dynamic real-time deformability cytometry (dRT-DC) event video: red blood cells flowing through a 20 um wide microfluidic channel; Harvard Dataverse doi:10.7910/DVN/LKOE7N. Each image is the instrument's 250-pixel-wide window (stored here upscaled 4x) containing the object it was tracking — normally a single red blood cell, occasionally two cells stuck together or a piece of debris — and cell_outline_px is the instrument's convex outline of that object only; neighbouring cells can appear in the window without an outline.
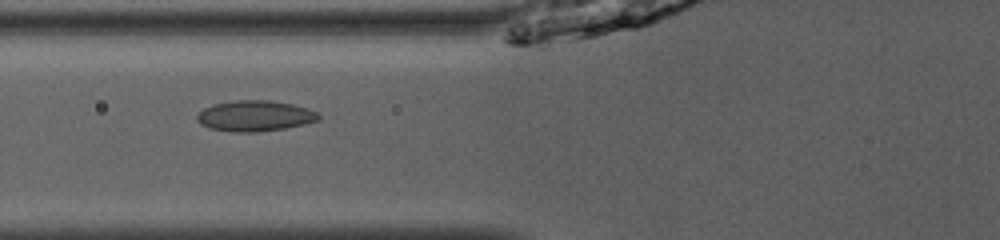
{"species": "common noctule bat (a hibernating species)", "species_latin": "Nyctalus noctula", "temperature_condition": "room temperature", "stored_images_in_passage": 31, "camera_frame_rate_fps": 3000, "um_per_image_px": 0.085, "animal": {"sex": "male", "body_mass_g": 13.0, "forearm_length_mm": 53.1}, "frame": {"image": 1, "passage_image": 4, "time_ms": 1.0, "image_size_px": [1000, 240], "cell_outline_px": [[320, 120], [304, 124], [284, 128], [256, 132], [232, 132], [212, 128], [200, 124], [196, 120], [196, 116], [204, 108], [212, 104], [236, 100], [268, 100], [292, 104], [308, 108], [316, 112], [320, 116]], "centroid_in_image_um": [21.66, 9.85], "position_along_channel_um": 104.1, "area_um2": 21.73}}
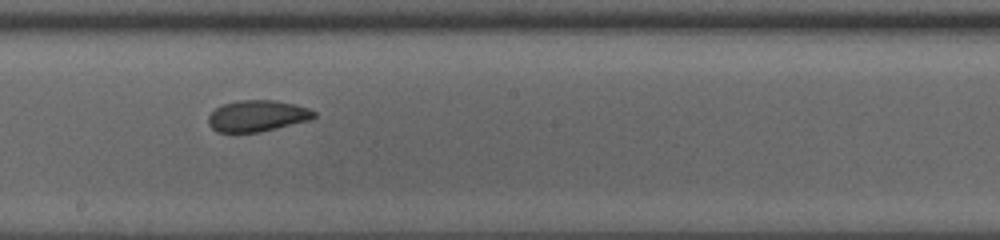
{"frame": {"image": 2, "passage_image": 13, "time_ms": 4.0, "image_size_px": [1000, 240], "cell_outline_px": [[316, 116], [308, 120], [260, 132], [216, 132], [208, 124], [208, 116], [216, 108], [224, 104], [240, 100], [276, 100], [296, 104], [308, 108], [316, 112]], "centroid_in_image_um": [21.86, 9.84], "position_along_channel_um": 226.3, "area_um2": 19.19}}
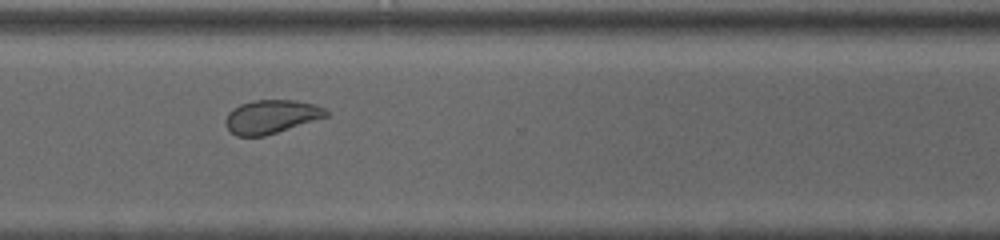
{"frame": {"image": 3, "passage_image": 22, "time_ms": 7.0, "image_size_px": [1000, 240], "cell_outline_px": [[328, 116], [264, 136], [236, 136], [224, 124], [224, 120], [228, 112], [232, 108], [240, 104], [252, 100], [296, 100], [316, 104], [324, 108], [328, 112]], "centroid_in_image_um": [23.03, 9.9], "position_along_channel_um": 347.6, "area_um2": 19.71}, "authors_computed_cell_mechanics": {"area_um2": 19.7098, "velocity_mm_per_s": 4.0542, "shape_relaxation_time_tau1_ms": 6.8177, "shape_relaxation_time_tau2_ms": 1.5641, "deformation_change_tau1": 0.1401, "deformation_change_tau2": 0.0471}}